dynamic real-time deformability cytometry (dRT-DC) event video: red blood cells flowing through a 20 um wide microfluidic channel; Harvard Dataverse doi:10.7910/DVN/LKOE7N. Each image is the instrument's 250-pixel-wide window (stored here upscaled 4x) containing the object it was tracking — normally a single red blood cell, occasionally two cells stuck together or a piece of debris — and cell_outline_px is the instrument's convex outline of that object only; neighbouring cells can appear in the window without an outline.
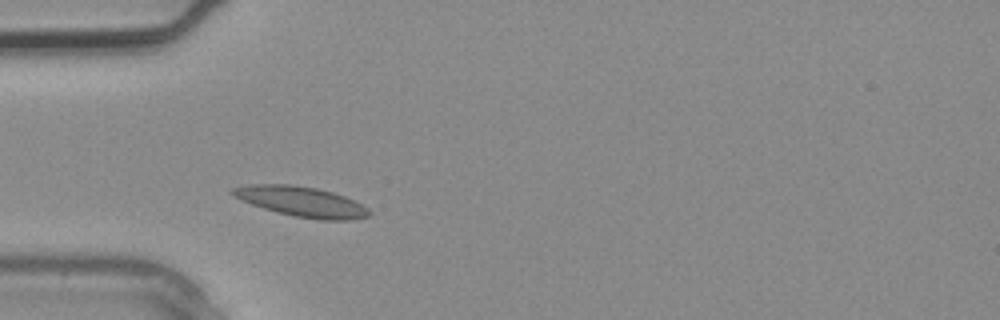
{"species": "common noctule bat (a hibernating species)", "species_latin": "Nyctalus noctula", "temperature_condition": "warm", "stored_images_in_passage": 1, "camera_frame_rate_fps": 3000, "um_per_image_px": 0.085, "animal": {"sex": "male", "body_mass_g": 20.4}, "frame": {"image": 1, "passage_image": 1, "time_ms": 0.0, "image_size_px": [1000, 320], "cell_outline_px": [[372, 212], [368, 216], [352, 220], [320, 220], [296, 216], [276, 212], [252, 204], [232, 196], [228, 192], [232, 188], [248, 184], [292, 184], [316, 188], [332, 192], [344, 196], [368, 208]], "centroid_in_image_um": [25.59, 17.13], "position_along_channel_um": 59.4, "area_um2": 23.93}}